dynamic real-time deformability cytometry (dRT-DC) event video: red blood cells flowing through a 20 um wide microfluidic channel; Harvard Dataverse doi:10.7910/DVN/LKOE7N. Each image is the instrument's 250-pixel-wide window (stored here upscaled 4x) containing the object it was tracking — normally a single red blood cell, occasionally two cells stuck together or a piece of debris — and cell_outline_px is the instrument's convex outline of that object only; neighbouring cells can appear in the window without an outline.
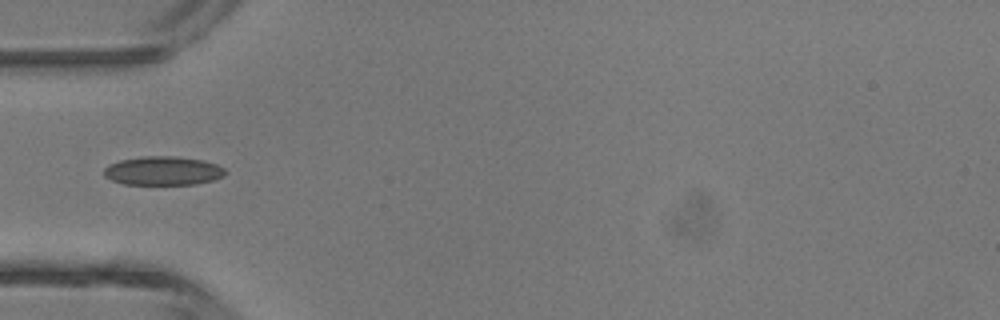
{"species": "common noctule bat (a hibernating species)", "species_latin": "Nyctalus noctula", "temperature_condition": "room temperature", "stored_images_in_passage": 6, "camera_frame_rate_fps": 3000, "um_per_image_px": 0.085, "animal": {"sex": "male", "body_mass_g": 13.3}, "frame": {"image": 1, "passage_image": 6, "time_ms": 5.667, "image_size_px": [1000, 320], "cell_outline_px": [[228, 172], [224, 176], [212, 180], [196, 184], [124, 184], [112, 180], [104, 176], [104, 168], [108, 164], [120, 160], [144, 156], [176, 156], [204, 160], [216, 164], [224, 168]], "centroid_in_image_um": [13.87, 14.51], "position_along_channel_um": 71.1, "area_um2": 20.46}}